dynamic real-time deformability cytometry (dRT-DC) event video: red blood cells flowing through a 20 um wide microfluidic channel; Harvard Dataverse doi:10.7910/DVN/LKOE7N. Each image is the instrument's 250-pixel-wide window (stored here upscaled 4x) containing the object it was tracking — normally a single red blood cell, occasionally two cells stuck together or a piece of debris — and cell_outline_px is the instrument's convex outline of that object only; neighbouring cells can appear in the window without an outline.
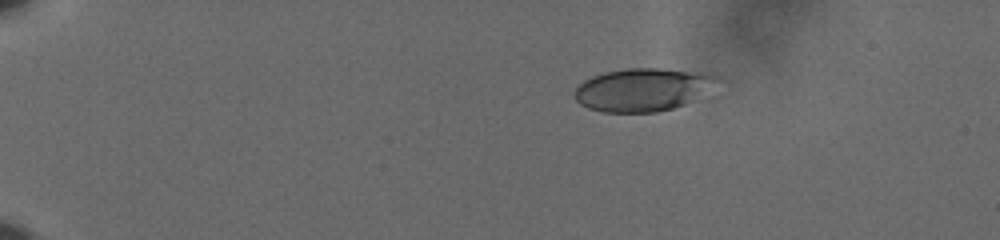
{"species": "human", "species_latin": "Homo sapiens", "temperature_condition": "cold", "stored_images_in_passage": 48, "camera_frame_rate_fps": 3000, "um_per_image_px": 0.085, "donor": {"sex": "male"}, "frame": {"image": 1, "passage_image": 1, "time_ms": 0.0, "image_size_px": [1000, 240], "cell_outline_px": [[716, 76], [684, 104], [672, 108], [656, 112], [604, 112], [588, 108], [580, 104], [572, 96], [576, 88], [584, 80], [592, 76], [604, 72], [628, 68], [656, 68]], "centroid_in_image_um": [54.34, 7.64], "position_along_channel_um": 30.7, "area_um2": 33.87}}
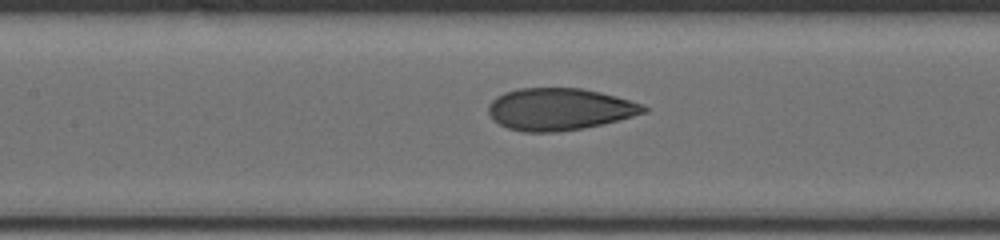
{"frame": {"image": 2, "passage_image": 20, "time_ms": 6.333, "image_size_px": [1000, 240], "cell_outline_px": [[648, 112], [584, 128], [556, 132], [524, 132], [508, 128], [492, 120], [488, 112], [488, 104], [496, 96], [504, 92], [516, 88], [584, 88], [616, 96], [644, 104], [648, 108]], "centroid_in_image_um": [47.53, 9.27], "position_along_channel_um": 159.9, "area_um2": 38.21}}
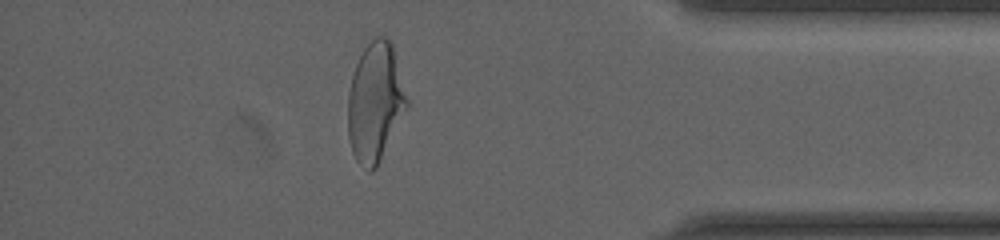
{"frame": {"image": 3, "passage_image": 42, "time_ms": 13.667, "image_size_px": [1000, 240], "cell_outline_px": [[408, 104], [376, 168], [372, 172], [368, 172], [356, 160], [352, 152], [348, 136], [348, 92], [352, 76], [356, 64], [364, 48], [376, 36], [384, 36], [392, 44], [408, 100]], "centroid_in_image_um": [31.86, 8.7], "position_along_channel_um": 403.3, "area_um2": 40.34}, "authors_computed_cell_mechanics": {"area_um2": 38.2636, "velocity_mm_per_s": 3.638, "shape_relaxation_time_tau1_ms": 4.2806, "shape_relaxation_time_tau2_ms": 1.0542, "deformation_change_tau1": 0.1724, "deformation_change_tau2": 0.074}}